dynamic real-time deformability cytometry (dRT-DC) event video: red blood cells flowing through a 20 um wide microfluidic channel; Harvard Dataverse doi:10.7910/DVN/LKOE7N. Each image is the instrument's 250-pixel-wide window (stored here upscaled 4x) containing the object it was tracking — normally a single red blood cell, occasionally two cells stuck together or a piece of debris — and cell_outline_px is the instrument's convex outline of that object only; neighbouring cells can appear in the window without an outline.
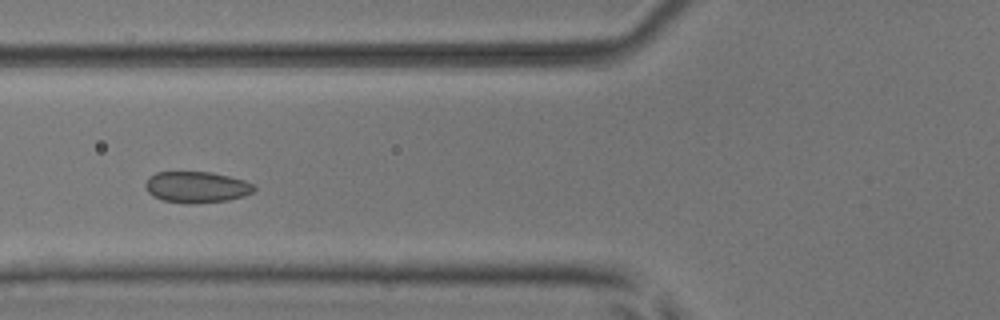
{"species": "common noctule bat (a hibernating species)", "species_latin": "Nyctalus noctula", "temperature_condition": "room temperature", "stored_images_in_passage": 8, "camera_frame_rate_fps": 3000, "um_per_image_px": 0.085, "animal": {"sex": "male", "body_mass_g": 17.9, "forearm_length_mm": 54.2}, "frame": {"image": 1, "passage_image": 5, "time_ms": 1.333, "image_size_px": [1000, 320], "cell_outline_px": [[256, 188], [252, 192], [244, 196], [228, 200], [188, 204], [164, 200], [152, 196], [148, 192], [144, 184], [148, 176], [156, 172], [212, 172], [244, 180], [256, 184]], "centroid_in_image_um": [16.71, 15.9], "position_along_channel_um": 109.1, "area_um2": 19.88}}
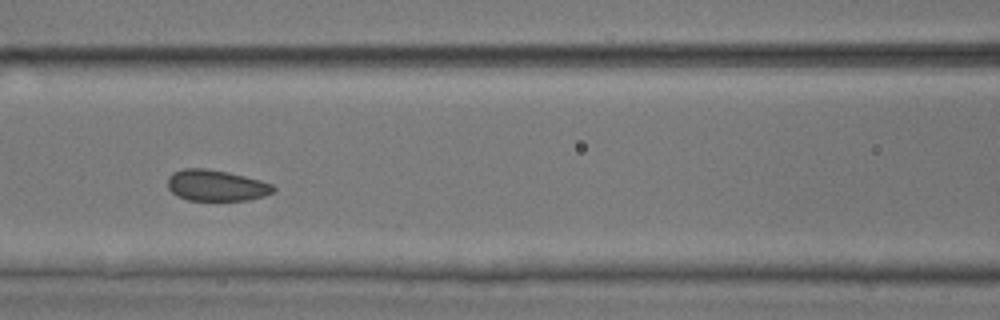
{"frame": {"image": 2, "passage_image": 6, "time_ms": 1.667, "image_size_px": [1000, 320], "cell_outline_px": [[276, 188], [272, 192], [264, 196], [248, 200], [188, 200], [172, 192], [168, 188], [168, 176], [172, 172], [184, 168], [208, 168], [228, 172], [260, 180], [272, 184]], "centroid_in_image_um": [18.37, 15.75], "position_along_channel_um": 148.2, "area_um2": 19.13}}
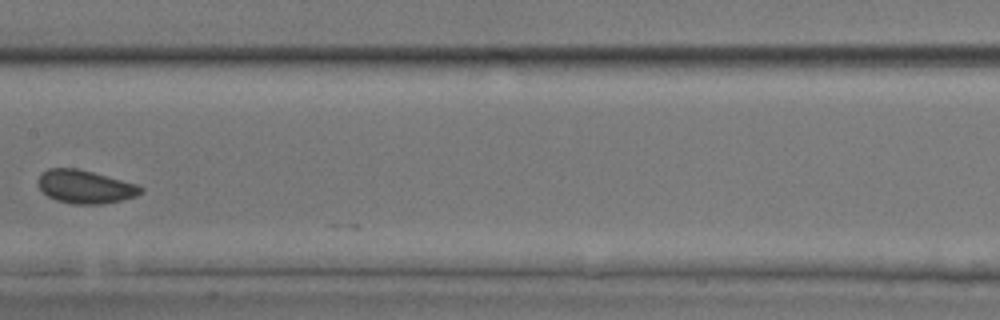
{"frame": {"image": 3, "passage_image": 7, "time_ms": 2.0, "image_size_px": [1000, 320], "cell_outline_px": [[144, 192], [136, 196], [104, 204], [72, 204], [56, 200], [48, 196], [40, 188], [36, 180], [40, 172], [48, 168], [76, 168], [92, 172], [136, 184], [144, 188]], "centroid_in_image_um": [7.21, 15.87], "position_along_channel_um": 200.2, "area_um2": 19.94}}